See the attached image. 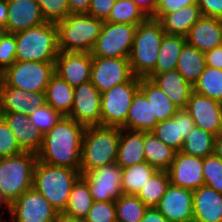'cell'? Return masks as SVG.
I'll return each instance as SVG.
<instances>
[{
	"label": "cell",
	"mask_w": 222,
	"mask_h": 222,
	"mask_svg": "<svg viewBox=\"0 0 222 222\" xmlns=\"http://www.w3.org/2000/svg\"><path fill=\"white\" fill-rule=\"evenodd\" d=\"M85 126L63 116L43 135L37 159L48 165L76 169L80 172Z\"/></svg>",
	"instance_id": "obj_1"
},
{
	"label": "cell",
	"mask_w": 222,
	"mask_h": 222,
	"mask_svg": "<svg viewBox=\"0 0 222 222\" xmlns=\"http://www.w3.org/2000/svg\"><path fill=\"white\" fill-rule=\"evenodd\" d=\"M160 22L148 17L137 26L128 60L135 77L150 78L154 74L161 42L165 36Z\"/></svg>",
	"instance_id": "obj_2"
},
{
	"label": "cell",
	"mask_w": 222,
	"mask_h": 222,
	"mask_svg": "<svg viewBox=\"0 0 222 222\" xmlns=\"http://www.w3.org/2000/svg\"><path fill=\"white\" fill-rule=\"evenodd\" d=\"M80 176L81 172L76 169L48 165L37 159L33 188L61 214L66 208L71 189Z\"/></svg>",
	"instance_id": "obj_3"
},
{
	"label": "cell",
	"mask_w": 222,
	"mask_h": 222,
	"mask_svg": "<svg viewBox=\"0 0 222 222\" xmlns=\"http://www.w3.org/2000/svg\"><path fill=\"white\" fill-rule=\"evenodd\" d=\"M119 137L118 127L101 125L86 127L81 150V174L115 163Z\"/></svg>",
	"instance_id": "obj_4"
},
{
	"label": "cell",
	"mask_w": 222,
	"mask_h": 222,
	"mask_svg": "<svg viewBox=\"0 0 222 222\" xmlns=\"http://www.w3.org/2000/svg\"><path fill=\"white\" fill-rule=\"evenodd\" d=\"M15 37L18 61L55 62L60 52L56 23L45 22L17 32Z\"/></svg>",
	"instance_id": "obj_5"
},
{
	"label": "cell",
	"mask_w": 222,
	"mask_h": 222,
	"mask_svg": "<svg viewBox=\"0 0 222 222\" xmlns=\"http://www.w3.org/2000/svg\"><path fill=\"white\" fill-rule=\"evenodd\" d=\"M103 23L104 21L86 13L69 14L56 23L59 50L91 53Z\"/></svg>",
	"instance_id": "obj_6"
},
{
	"label": "cell",
	"mask_w": 222,
	"mask_h": 222,
	"mask_svg": "<svg viewBox=\"0 0 222 222\" xmlns=\"http://www.w3.org/2000/svg\"><path fill=\"white\" fill-rule=\"evenodd\" d=\"M37 153H22L4 157L0 161V188L12 204L25 191L33 188V172Z\"/></svg>",
	"instance_id": "obj_7"
},
{
	"label": "cell",
	"mask_w": 222,
	"mask_h": 222,
	"mask_svg": "<svg viewBox=\"0 0 222 222\" xmlns=\"http://www.w3.org/2000/svg\"><path fill=\"white\" fill-rule=\"evenodd\" d=\"M55 74V62L16 60L3 72L2 81L27 92H45Z\"/></svg>",
	"instance_id": "obj_8"
},
{
	"label": "cell",
	"mask_w": 222,
	"mask_h": 222,
	"mask_svg": "<svg viewBox=\"0 0 222 222\" xmlns=\"http://www.w3.org/2000/svg\"><path fill=\"white\" fill-rule=\"evenodd\" d=\"M140 87V78L133 77L129 82L112 87L101 93V126L121 128L133 97Z\"/></svg>",
	"instance_id": "obj_9"
},
{
	"label": "cell",
	"mask_w": 222,
	"mask_h": 222,
	"mask_svg": "<svg viewBox=\"0 0 222 222\" xmlns=\"http://www.w3.org/2000/svg\"><path fill=\"white\" fill-rule=\"evenodd\" d=\"M136 29L137 25L104 21L91 55L98 57H128Z\"/></svg>",
	"instance_id": "obj_10"
},
{
	"label": "cell",
	"mask_w": 222,
	"mask_h": 222,
	"mask_svg": "<svg viewBox=\"0 0 222 222\" xmlns=\"http://www.w3.org/2000/svg\"><path fill=\"white\" fill-rule=\"evenodd\" d=\"M133 77L128 57L92 56L90 81L100 93L129 82Z\"/></svg>",
	"instance_id": "obj_11"
},
{
	"label": "cell",
	"mask_w": 222,
	"mask_h": 222,
	"mask_svg": "<svg viewBox=\"0 0 222 222\" xmlns=\"http://www.w3.org/2000/svg\"><path fill=\"white\" fill-rule=\"evenodd\" d=\"M59 212L34 188L11 204V222H56Z\"/></svg>",
	"instance_id": "obj_12"
},
{
	"label": "cell",
	"mask_w": 222,
	"mask_h": 222,
	"mask_svg": "<svg viewBox=\"0 0 222 222\" xmlns=\"http://www.w3.org/2000/svg\"><path fill=\"white\" fill-rule=\"evenodd\" d=\"M81 176L87 181L93 201H115L123 195L122 168L116 162L85 172Z\"/></svg>",
	"instance_id": "obj_13"
},
{
	"label": "cell",
	"mask_w": 222,
	"mask_h": 222,
	"mask_svg": "<svg viewBox=\"0 0 222 222\" xmlns=\"http://www.w3.org/2000/svg\"><path fill=\"white\" fill-rule=\"evenodd\" d=\"M68 117L85 127L101 125V93L91 81L74 87L73 108Z\"/></svg>",
	"instance_id": "obj_14"
},
{
	"label": "cell",
	"mask_w": 222,
	"mask_h": 222,
	"mask_svg": "<svg viewBox=\"0 0 222 222\" xmlns=\"http://www.w3.org/2000/svg\"><path fill=\"white\" fill-rule=\"evenodd\" d=\"M202 169L203 158L176 152L168 169L170 183L194 191L205 184Z\"/></svg>",
	"instance_id": "obj_15"
},
{
	"label": "cell",
	"mask_w": 222,
	"mask_h": 222,
	"mask_svg": "<svg viewBox=\"0 0 222 222\" xmlns=\"http://www.w3.org/2000/svg\"><path fill=\"white\" fill-rule=\"evenodd\" d=\"M91 65V53L60 51L55 60V74L74 88L90 81Z\"/></svg>",
	"instance_id": "obj_16"
},
{
	"label": "cell",
	"mask_w": 222,
	"mask_h": 222,
	"mask_svg": "<svg viewBox=\"0 0 222 222\" xmlns=\"http://www.w3.org/2000/svg\"><path fill=\"white\" fill-rule=\"evenodd\" d=\"M155 208L169 222H193V191L170 184Z\"/></svg>",
	"instance_id": "obj_17"
},
{
	"label": "cell",
	"mask_w": 222,
	"mask_h": 222,
	"mask_svg": "<svg viewBox=\"0 0 222 222\" xmlns=\"http://www.w3.org/2000/svg\"><path fill=\"white\" fill-rule=\"evenodd\" d=\"M185 110L196 127L213 135L221 132L220 102L193 91Z\"/></svg>",
	"instance_id": "obj_18"
},
{
	"label": "cell",
	"mask_w": 222,
	"mask_h": 222,
	"mask_svg": "<svg viewBox=\"0 0 222 222\" xmlns=\"http://www.w3.org/2000/svg\"><path fill=\"white\" fill-rule=\"evenodd\" d=\"M194 127L190 114L185 109H179L171 119L159 121L150 132L164 144L179 152Z\"/></svg>",
	"instance_id": "obj_19"
},
{
	"label": "cell",
	"mask_w": 222,
	"mask_h": 222,
	"mask_svg": "<svg viewBox=\"0 0 222 222\" xmlns=\"http://www.w3.org/2000/svg\"><path fill=\"white\" fill-rule=\"evenodd\" d=\"M45 92H27L7 86L0 80V106L3 113H22L29 115L35 108L46 105Z\"/></svg>",
	"instance_id": "obj_20"
},
{
	"label": "cell",
	"mask_w": 222,
	"mask_h": 222,
	"mask_svg": "<svg viewBox=\"0 0 222 222\" xmlns=\"http://www.w3.org/2000/svg\"><path fill=\"white\" fill-rule=\"evenodd\" d=\"M8 33H17L45 23L40 7L36 0H7Z\"/></svg>",
	"instance_id": "obj_21"
},
{
	"label": "cell",
	"mask_w": 222,
	"mask_h": 222,
	"mask_svg": "<svg viewBox=\"0 0 222 222\" xmlns=\"http://www.w3.org/2000/svg\"><path fill=\"white\" fill-rule=\"evenodd\" d=\"M189 45L201 52H207L222 45V20L202 16L186 36Z\"/></svg>",
	"instance_id": "obj_22"
},
{
	"label": "cell",
	"mask_w": 222,
	"mask_h": 222,
	"mask_svg": "<svg viewBox=\"0 0 222 222\" xmlns=\"http://www.w3.org/2000/svg\"><path fill=\"white\" fill-rule=\"evenodd\" d=\"M193 222H222V194L206 185L194 190Z\"/></svg>",
	"instance_id": "obj_23"
},
{
	"label": "cell",
	"mask_w": 222,
	"mask_h": 222,
	"mask_svg": "<svg viewBox=\"0 0 222 222\" xmlns=\"http://www.w3.org/2000/svg\"><path fill=\"white\" fill-rule=\"evenodd\" d=\"M178 107L185 109L193 92V86L176 70L153 74L149 78Z\"/></svg>",
	"instance_id": "obj_24"
},
{
	"label": "cell",
	"mask_w": 222,
	"mask_h": 222,
	"mask_svg": "<svg viewBox=\"0 0 222 222\" xmlns=\"http://www.w3.org/2000/svg\"><path fill=\"white\" fill-rule=\"evenodd\" d=\"M201 17V10L196 3L191 6L182 7L172 13H155L152 18L160 22L166 34L186 37L191 27Z\"/></svg>",
	"instance_id": "obj_25"
},
{
	"label": "cell",
	"mask_w": 222,
	"mask_h": 222,
	"mask_svg": "<svg viewBox=\"0 0 222 222\" xmlns=\"http://www.w3.org/2000/svg\"><path fill=\"white\" fill-rule=\"evenodd\" d=\"M4 120L23 151L37 153L40 150L43 134L29 122L28 115L18 112L4 113Z\"/></svg>",
	"instance_id": "obj_26"
},
{
	"label": "cell",
	"mask_w": 222,
	"mask_h": 222,
	"mask_svg": "<svg viewBox=\"0 0 222 222\" xmlns=\"http://www.w3.org/2000/svg\"><path fill=\"white\" fill-rule=\"evenodd\" d=\"M146 161L144 152V131L120 128L116 163L125 168Z\"/></svg>",
	"instance_id": "obj_27"
},
{
	"label": "cell",
	"mask_w": 222,
	"mask_h": 222,
	"mask_svg": "<svg viewBox=\"0 0 222 222\" xmlns=\"http://www.w3.org/2000/svg\"><path fill=\"white\" fill-rule=\"evenodd\" d=\"M139 90L146 96L152 108V129L159 121L171 119L179 110L168 96L150 79L140 78Z\"/></svg>",
	"instance_id": "obj_28"
},
{
	"label": "cell",
	"mask_w": 222,
	"mask_h": 222,
	"mask_svg": "<svg viewBox=\"0 0 222 222\" xmlns=\"http://www.w3.org/2000/svg\"><path fill=\"white\" fill-rule=\"evenodd\" d=\"M46 103L63 116H68L73 108L74 88L54 74L46 87Z\"/></svg>",
	"instance_id": "obj_29"
},
{
	"label": "cell",
	"mask_w": 222,
	"mask_h": 222,
	"mask_svg": "<svg viewBox=\"0 0 222 222\" xmlns=\"http://www.w3.org/2000/svg\"><path fill=\"white\" fill-rule=\"evenodd\" d=\"M132 131L152 130V108L146 96L138 90L130 105L126 123L121 127Z\"/></svg>",
	"instance_id": "obj_30"
},
{
	"label": "cell",
	"mask_w": 222,
	"mask_h": 222,
	"mask_svg": "<svg viewBox=\"0 0 222 222\" xmlns=\"http://www.w3.org/2000/svg\"><path fill=\"white\" fill-rule=\"evenodd\" d=\"M144 152L146 162L157 171H168L176 151L164 144L151 132L144 131Z\"/></svg>",
	"instance_id": "obj_31"
},
{
	"label": "cell",
	"mask_w": 222,
	"mask_h": 222,
	"mask_svg": "<svg viewBox=\"0 0 222 222\" xmlns=\"http://www.w3.org/2000/svg\"><path fill=\"white\" fill-rule=\"evenodd\" d=\"M205 67L204 52L186 43L179 55L176 70L193 86L204 72Z\"/></svg>",
	"instance_id": "obj_32"
},
{
	"label": "cell",
	"mask_w": 222,
	"mask_h": 222,
	"mask_svg": "<svg viewBox=\"0 0 222 222\" xmlns=\"http://www.w3.org/2000/svg\"><path fill=\"white\" fill-rule=\"evenodd\" d=\"M187 43L182 35L165 34L158 53L154 74L176 69L179 55Z\"/></svg>",
	"instance_id": "obj_33"
},
{
	"label": "cell",
	"mask_w": 222,
	"mask_h": 222,
	"mask_svg": "<svg viewBox=\"0 0 222 222\" xmlns=\"http://www.w3.org/2000/svg\"><path fill=\"white\" fill-rule=\"evenodd\" d=\"M93 203L87 181L80 176L74 183L65 210L61 213L68 217L84 220Z\"/></svg>",
	"instance_id": "obj_34"
},
{
	"label": "cell",
	"mask_w": 222,
	"mask_h": 222,
	"mask_svg": "<svg viewBox=\"0 0 222 222\" xmlns=\"http://www.w3.org/2000/svg\"><path fill=\"white\" fill-rule=\"evenodd\" d=\"M156 171L146 161L122 168L121 188L123 194L137 195Z\"/></svg>",
	"instance_id": "obj_35"
},
{
	"label": "cell",
	"mask_w": 222,
	"mask_h": 222,
	"mask_svg": "<svg viewBox=\"0 0 222 222\" xmlns=\"http://www.w3.org/2000/svg\"><path fill=\"white\" fill-rule=\"evenodd\" d=\"M215 135L194 127L183 142L184 154L205 158L214 154Z\"/></svg>",
	"instance_id": "obj_36"
},
{
	"label": "cell",
	"mask_w": 222,
	"mask_h": 222,
	"mask_svg": "<svg viewBox=\"0 0 222 222\" xmlns=\"http://www.w3.org/2000/svg\"><path fill=\"white\" fill-rule=\"evenodd\" d=\"M170 184L168 171H156L136 196L148 208L156 207Z\"/></svg>",
	"instance_id": "obj_37"
},
{
	"label": "cell",
	"mask_w": 222,
	"mask_h": 222,
	"mask_svg": "<svg viewBox=\"0 0 222 222\" xmlns=\"http://www.w3.org/2000/svg\"><path fill=\"white\" fill-rule=\"evenodd\" d=\"M193 91L222 102V70L206 66L200 78L193 85Z\"/></svg>",
	"instance_id": "obj_38"
},
{
	"label": "cell",
	"mask_w": 222,
	"mask_h": 222,
	"mask_svg": "<svg viewBox=\"0 0 222 222\" xmlns=\"http://www.w3.org/2000/svg\"><path fill=\"white\" fill-rule=\"evenodd\" d=\"M148 17L132 0H116L107 22L139 25Z\"/></svg>",
	"instance_id": "obj_39"
},
{
	"label": "cell",
	"mask_w": 222,
	"mask_h": 222,
	"mask_svg": "<svg viewBox=\"0 0 222 222\" xmlns=\"http://www.w3.org/2000/svg\"><path fill=\"white\" fill-rule=\"evenodd\" d=\"M117 222H140L148 207L136 195H121L115 200Z\"/></svg>",
	"instance_id": "obj_40"
},
{
	"label": "cell",
	"mask_w": 222,
	"mask_h": 222,
	"mask_svg": "<svg viewBox=\"0 0 222 222\" xmlns=\"http://www.w3.org/2000/svg\"><path fill=\"white\" fill-rule=\"evenodd\" d=\"M63 117L61 113L54 110L48 104L35 108L29 115V122L43 135L51 130L54 125Z\"/></svg>",
	"instance_id": "obj_41"
},
{
	"label": "cell",
	"mask_w": 222,
	"mask_h": 222,
	"mask_svg": "<svg viewBox=\"0 0 222 222\" xmlns=\"http://www.w3.org/2000/svg\"><path fill=\"white\" fill-rule=\"evenodd\" d=\"M202 171L204 185L222 194V159L215 154L203 158Z\"/></svg>",
	"instance_id": "obj_42"
},
{
	"label": "cell",
	"mask_w": 222,
	"mask_h": 222,
	"mask_svg": "<svg viewBox=\"0 0 222 222\" xmlns=\"http://www.w3.org/2000/svg\"><path fill=\"white\" fill-rule=\"evenodd\" d=\"M46 22L57 23L70 13L68 0H36Z\"/></svg>",
	"instance_id": "obj_43"
},
{
	"label": "cell",
	"mask_w": 222,
	"mask_h": 222,
	"mask_svg": "<svg viewBox=\"0 0 222 222\" xmlns=\"http://www.w3.org/2000/svg\"><path fill=\"white\" fill-rule=\"evenodd\" d=\"M84 222H117L115 201H93Z\"/></svg>",
	"instance_id": "obj_44"
},
{
	"label": "cell",
	"mask_w": 222,
	"mask_h": 222,
	"mask_svg": "<svg viewBox=\"0 0 222 222\" xmlns=\"http://www.w3.org/2000/svg\"><path fill=\"white\" fill-rule=\"evenodd\" d=\"M14 133L11 131L9 125L3 120L0 123V155L4 157H11L22 153Z\"/></svg>",
	"instance_id": "obj_45"
},
{
	"label": "cell",
	"mask_w": 222,
	"mask_h": 222,
	"mask_svg": "<svg viewBox=\"0 0 222 222\" xmlns=\"http://www.w3.org/2000/svg\"><path fill=\"white\" fill-rule=\"evenodd\" d=\"M16 61V37L6 32L0 40V68L5 71Z\"/></svg>",
	"instance_id": "obj_46"
},
{
	"label": "cell",
	"mask_w": 222,
	"mask_h": 222,
	"mask_svg": "<svg viewBox=\"0 0 222 222\" xmlns=\"http://www.w3.org/2000/svg\"><path fill=\"white\" fill-rule=\"evenodd\" d=\"M116 0H91L86 14L99 20L106 21Z\"/></svg>",
	"instance_id": "obj_47"
},
{
	"label": "cell",
	"mask_w": 222,
	"mask_h": 222,
	"mask_svg": "<svg viewBox=\"0 0 222 222\" xmlns=\"http://www.w3.org/2000/svg\"><path fill=\"white\" fill-rule=\"evenodd\" d=\"M202 16L222 20V0H197Z\"/></svg>",
	"instance_id": "obj_48"
},
{
	"label": "cell",
	"mask_w": 222,
	"mask_h": 222,
	"mask_svg": "<svg viewBox=\"0 0 222 222\" xmlns=\"http://www.w3.org/2000/svg\"><path fill=\"white\" fill-rule=\"evenodd\" d=\"M197 0H161L155 13H172L182 7L196 4Z\"/></svg>",
	"instance_id": "obj_49"
},
{
	"label": "cell",
	"mask_w": 222,
	"mask_h": 222,
	"mask_svg": "<svg viewBox=\"0 0 222 222\" xmlns=\"http://www.w3.org/2000/svg\"><path fill=\"white\" fill-rule=\"evenodd\" d=\"M206 66L222 70V45L204 53Z\"/></svg>",
	"instance_id": "obj_50"
},
{
	"label": "cell",
	"mask_w": 222,
	"mask_h": 222,
	"mask_svg": "<svg viewBox=\"0 0 222 222\" xmlns=\"http://www.w3.org/2000/svg\"><path fill=\"white\" fill-rule=\"evenodd\" d=\"M144 12L147 17L155 15L158 4L156 0H132Z\"/></svg>",
	"instance_id": "obj_51"
},
{
	"label": "cell",
	"mask_w": 222,
	"mask_h": 222,
	"mask_svg": "<svg viewBox=\"0 0 222 222\" xmlns=\"http://www.w3.org/2000/svg\"><path fill=\"white\" fill-rule=\"evenodd\" d=\"M71 14L87 13L91 0H68Z\"/></svg>",
	"instance_id": "obj_52"
},
{
	"label": "cell",
	"mask_w": 222,
	"mask_h": 222,
	"mask_svg": "<svg viewBox=\"0 0 222 222\" xmlns=\"http://www.w3.org/2000/svg\"><path fill=\"white\" fill-rule=\"evenodd\" d=\"M140 222H169L155 207L148 208Z\"/></svg>",
	"instance_id": "obj_53"
},
{
	"label": "cell",
	"mask_w": 222,
	"mask_h": 222,
	"mask_svg": "<svg viewBox=\"0 0 222 222\" xmlns=\"http://www.w3.org/2000/svg\"><path fill=\"white\" fill-rule=\"evenodd\" d=\"M7 12H8V3L7 0H0V26L6 27L7 25Z\"/></svg>",
	"instance_id": "obj_54"
},
{
	"label": "cell",
	"mask_w": 222,
	"mask_h": 222,
	"mask_svg": "<svg viewBox=\"0 0 222 222\" xmlns=\"http://www.w3.org/2000/svg\"><path fill=\"white\" fill-rule=\"evenodd\" d=\"M214 154L222 159V132L215 135Z\"/></svg>",
	"instance_id": "obj_55"
},
{
	"label": "cell",
	"mask_w": 222,
	"mask_h": 222,
	"mask_svg": "<svg viewBox=\"0 0 222 222\" xmlns=\"http://www.w3.org/2000/svg\"><path fill=\"white\" fill-rule=\"evenodd\" d=\"M4 205L5 209L7 208L6 210H8V214L11 215V203L6 199L0 188V209L4 208Z\"/></svg>",
	"instance_id": "obj_56"
},
{
	"label": "cell",
	"mask_w": 222,
	"mask_h": 222,
	"mask_svg": "<svg viewBox=\"0 0 222 222\" xmlns=\"http://www.w3.org/2000/svg\"><path fill=\"white\" fill-rule=\"evenodd\" d=\"M56 222H84V221L82 219L72 218L63 214H59Z\"/></svg>",
	"instance_id": "obj_57"
},
{
	"label": "cell",
	"mask_w": 222,
	"mask_h": 222,
	"mask_svg": "<svg viewBox=\"0 0 222 222\" xmlns=\"http://www.w3.org/2000/svg\"><path fill=\"white\" fill-rule=\"evenodd\" d=\"M6 29L2 26H0V40L2 39V37L4 36V34L6 33Z\"/></svg>",
	"instance_id": "obj_58"
},
{
	"label": "cell",
	"mask_w": 222,
	"mask_h": 222,
	"mask_svg": "<svg viewBox=\"0 0 222 222\" xmlns=\"http://www.w3.org/2000/svg\"><path fill=\"white\" fill-rule=\"evenodd\" d=\"M4 120V113L1 109V106H0V123Z\"/></svg>",
	"instance_id": "obj_59"
},
{
	"label": "cell",
	"mask_w": 222,
	"mask_h": 222,
	"mask_svg": "<svg viewBox=\"0 0 222 222\" xmlns=\"http://www.w3.org/2000/svg\"><path fill=\"white\" fill-rule=\"evenodd\" d=\"M220 115H221V132H222V102L220 103Z\"/></svg>",
	"instance_id": "obj_60"
},
{
	"label": "cell",
	"mask_w": 222,
	"mask_h": 222,
	"mask_svg": "<svg viewBox=\"0 0 222 222\" xmlns=\"http://www.w3.org/2000/svg\"><path fill=\"white\" fill-rule=\"evenodd\" d=\"M3 72H4V71L0 68V80L2 79Z\"/></svg>",
	"instance_id": "obj_61"
},
{
	"label": "cell",
	"mask_w": 222,
	"mask_h": 222,
	"mask_svg": "<svg viewBox=\"0 0 222 222\" xmlns=\"http://www.w3.org/2000/svg\"><path fill=\"white\" fill-rule=\"evenodd\" d=\"M5 219L2 218V216L0 215V222H4Z\"/></svg>",
	"instance_id": "obj_62"
}]
</instances>
